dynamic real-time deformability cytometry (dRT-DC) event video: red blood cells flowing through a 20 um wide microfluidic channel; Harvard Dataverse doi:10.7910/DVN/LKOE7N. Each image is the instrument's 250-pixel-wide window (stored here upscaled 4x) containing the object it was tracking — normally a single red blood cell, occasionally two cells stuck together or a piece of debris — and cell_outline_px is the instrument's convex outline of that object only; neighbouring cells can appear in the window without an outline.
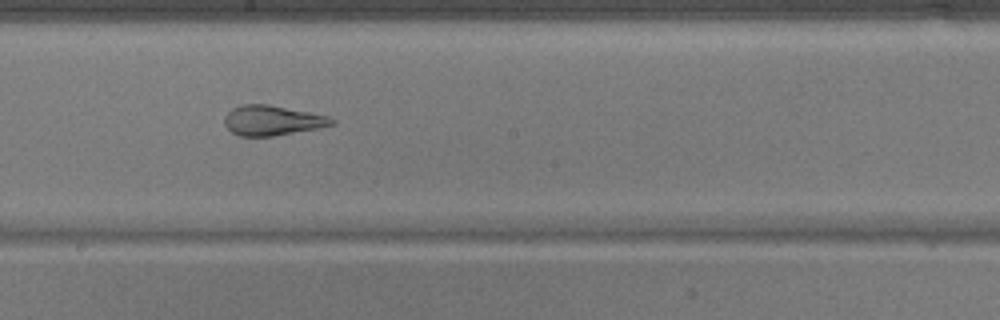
{"species": "common noctule bat (a hibernating species)", "species_latin": "Nyctalus noctula", "temperature_condition": "warm", "stored_images_in_passage": 51, "camera_frame_rate_fps": 3000, "um_per_image_px": 0.085, "animal": {"sex": "male", "body_mass_g": 17.9}, "frame": {"image": 1, "passage_image": 29, "time_ms": 9.333, "image_size_px": [1000, 320], "cell_outline_px": [[336, 124], [320, 128], [276, 136], [240, 136], [232, 132], [224, 124], [224, 116], [232, 108], [240, 104], [268, 104], [328, 116], [336, 120]], "centroid_in_image_um": [23.15, 10.24], "position_along_channel_um": 225.0, "area_um2": 18.9}}
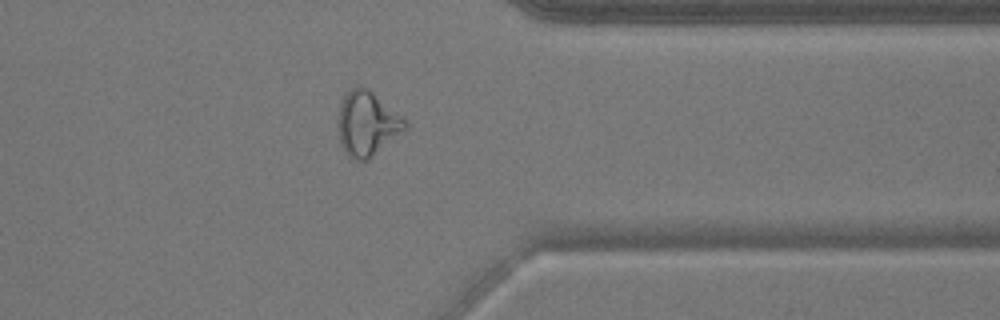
{"frame": {"image": 2, "passage_image": 41, "time_ms": 13.333, "image_size_px": [1000, 320], "cell_outline_px": [[408, 128], [368, 160], [356, 160], [344, 148], [340, 140], [336, 124], [340, 104], [344, 96], [356, 84], [360, 84], [368, 88], [408, 120]], "centroid_in_image_um": [31.23, 10.46], "position_along_channel_um": 380.2, "area_um2": 25.37}}
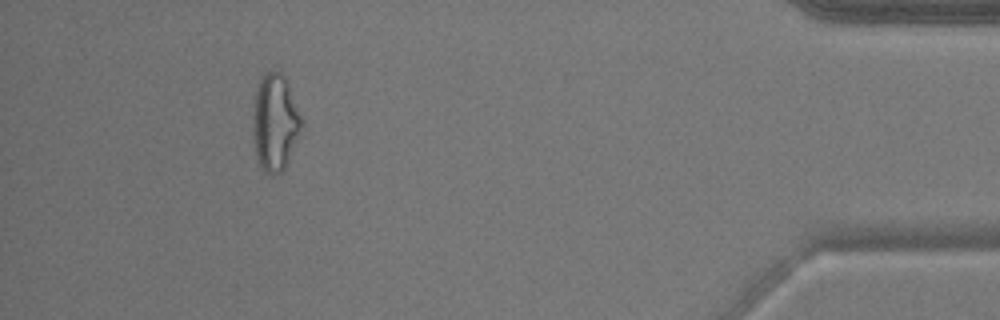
{"frame": {"image": 3, "passage_image": 47, "time_ms": 15.333, "image_size_px": [1000, 320], "cell_outline_px": [[300, 124], [288, 160], [284, 168], [276, 176], [272, 176], [264, 172], [260, 168], [256, 156], [252, 132], [252, 112], [256, 84], [260, 76], [264, 72], [280, 72], [284, 76], [288, 84], [300, 116]], "centroid_in_image_um": [23.28, 10.4], "position_along_channel_um": 411.9, "area_um2": 27.17}}